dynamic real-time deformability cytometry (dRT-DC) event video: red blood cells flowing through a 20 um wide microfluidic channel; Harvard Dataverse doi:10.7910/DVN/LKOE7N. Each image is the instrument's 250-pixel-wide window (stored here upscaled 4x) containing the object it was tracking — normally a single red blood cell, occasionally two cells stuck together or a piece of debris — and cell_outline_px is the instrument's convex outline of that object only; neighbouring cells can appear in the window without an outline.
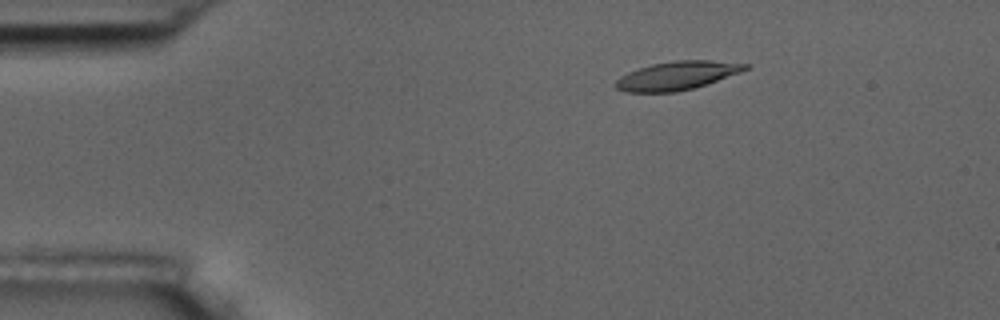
{"species": "common noctule bat (a hibernating species)", "species_latin": "Nyctalus noctula", "temperature_condition": "room temperature", "stored_images_in_passage": 5, "camera_frame_rate_fps": 3000, "um_per_image_px": 0.085, "animal": {"sex": "male", "body_mass_g": 17.5, "forearm_length_mm": 52.3}, "frame": {"image": 1, "passage_image": 3, "time_ms": 2.333, "image_size_px": [1000, 320], "cell_outline_px": [[752, 64], [748, 68], [740, 72], [692, 88], [676, 92], [624, 92], [616, 88], [612, 84], [620, 76], [628, 72], [652, 64], [676, 60], [712, 60]], "centroid_in_image_um": [57.51, 6.42], "position_along_channel_um": 27.5, "area_um2": 21.39}}